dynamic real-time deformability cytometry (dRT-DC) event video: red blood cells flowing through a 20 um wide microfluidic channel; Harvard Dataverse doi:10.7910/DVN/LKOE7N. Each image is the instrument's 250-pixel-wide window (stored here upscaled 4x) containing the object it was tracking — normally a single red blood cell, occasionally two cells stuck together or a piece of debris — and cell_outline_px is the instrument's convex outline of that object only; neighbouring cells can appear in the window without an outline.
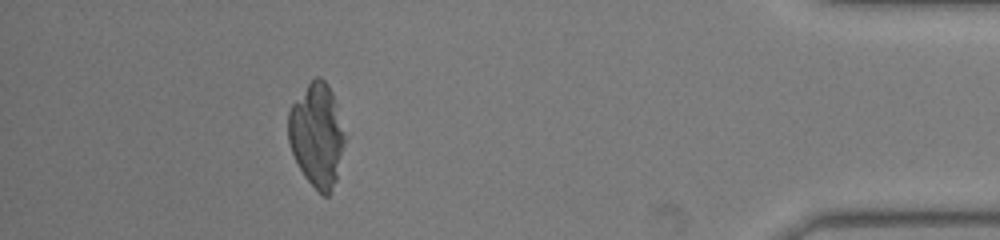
{"species": "common noctule bat (a hibernating species)", "species_latin": "Nyctalus noctula", "temperature_condition": "warm", "stored_images_in_passage": 50, "camera_frame_rate_fps": 3000, "um_per_image_px": 0.085, "animal": {"sex": "male", "body_mass_g": 19.0, "forearm_length_mm": 50.8}, "frame": {"image": 1, "passage_image": 45, "time_ms": 14.667, "image_size_px": [1000, 240], "cell_outline_px": [[344, 144], [336, 180], [328, 196], [324, 196], [304, 176], [292, 152], [288, 140], [288, 112], [292, 104], [308, 84], [316, 76], [320, 76], [328, 84], [332, 92], [344, 136]], "centroid_in_image_um": [26.91, 11.47], "position_along_channel_um": 408.3, "area_um2": 33.35}}